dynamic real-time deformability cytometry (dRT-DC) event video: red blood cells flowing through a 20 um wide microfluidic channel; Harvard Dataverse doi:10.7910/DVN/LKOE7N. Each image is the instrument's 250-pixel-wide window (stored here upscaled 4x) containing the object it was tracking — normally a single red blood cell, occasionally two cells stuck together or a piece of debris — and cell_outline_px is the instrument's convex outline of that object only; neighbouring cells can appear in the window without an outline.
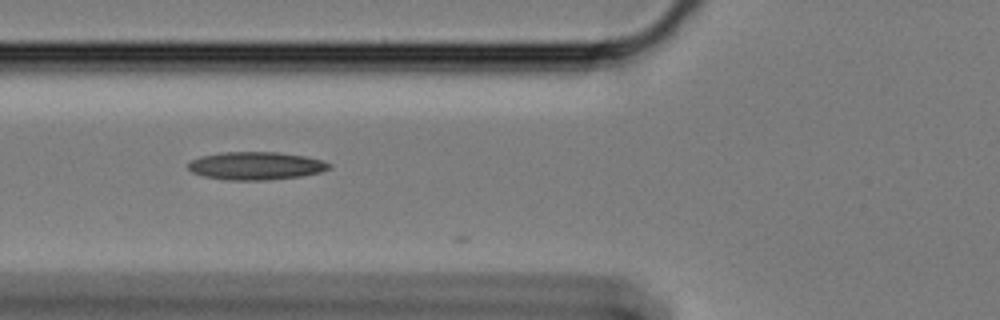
{"species": "Egyptian fruit bat (a non-hibernating species)", "species_latin": "Rousettus aegyptiacus", "temperature_condition": "cold", "stored_images_in_passage": 10, "camera_frame_rate_fps": 3000, "um_per_image_px": 0.085, "animal": {"sex": "female"}, "frame": {"image": 1, "passage_image": 7, "time_ms": 2.0, "image_size_px": [1000, 320], "cell_outline_px": [[332, 168], [320, 172], [300, 176], [268, 180], [224, 180], [204, 176], [192, 172], [188, 168], [188, 164], [192, 160], [200, 156], [224, 152], [276, 152], [304, 156], [320, 160], [332, 164]], "centroid_in_image_um": [21.74, 14.1], "position_along_channel_um": 104.1, "area_um2": 22.89}}